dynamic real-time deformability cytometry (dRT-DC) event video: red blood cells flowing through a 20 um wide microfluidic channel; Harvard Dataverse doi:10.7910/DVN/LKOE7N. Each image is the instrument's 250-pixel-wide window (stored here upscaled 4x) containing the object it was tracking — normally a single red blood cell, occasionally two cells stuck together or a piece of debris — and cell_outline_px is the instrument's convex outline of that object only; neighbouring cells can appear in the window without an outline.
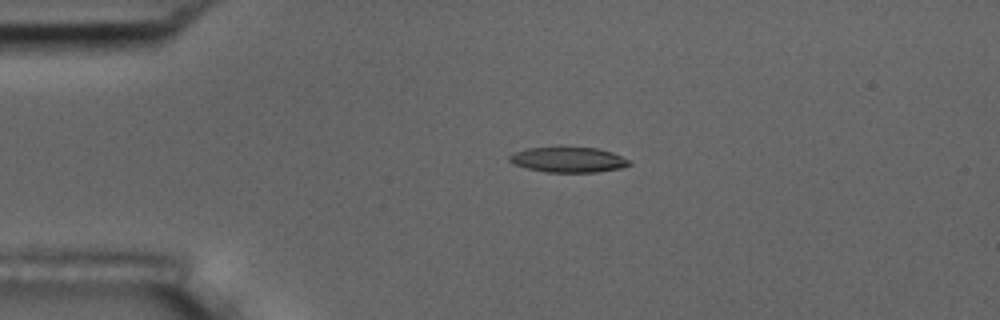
{"species": "common noctule bat (a hibernating species)", "species_latin": "Nyctalus noctula", "temperature_condition": "room temperature", "stored_images_in_passage": 5, "camera_frame_rate_fps": 3000, "um_per_image_px": 0.085, "animal": {"sex": "male", "body_mass_g": 17.5, "forearm_length_mm": 52.3}, "frame": {"image": 1, "passage_image": 4, "time_ms": 3.667, "image_size_px": [1000, 320], "cell_outline_px": [[632, 164], [620, 168], [596, 172], [548, 172], [528, 168], [512, 164], [508, 160], [508, 156], [512, 152], [528, 148], [560, 144], [596, 148], [612, 152], [628, 160]], "centroid_in_image_um": [48.23, 13.52], "position_along_channel_um": 36.8, "area_um2": 18.38}}